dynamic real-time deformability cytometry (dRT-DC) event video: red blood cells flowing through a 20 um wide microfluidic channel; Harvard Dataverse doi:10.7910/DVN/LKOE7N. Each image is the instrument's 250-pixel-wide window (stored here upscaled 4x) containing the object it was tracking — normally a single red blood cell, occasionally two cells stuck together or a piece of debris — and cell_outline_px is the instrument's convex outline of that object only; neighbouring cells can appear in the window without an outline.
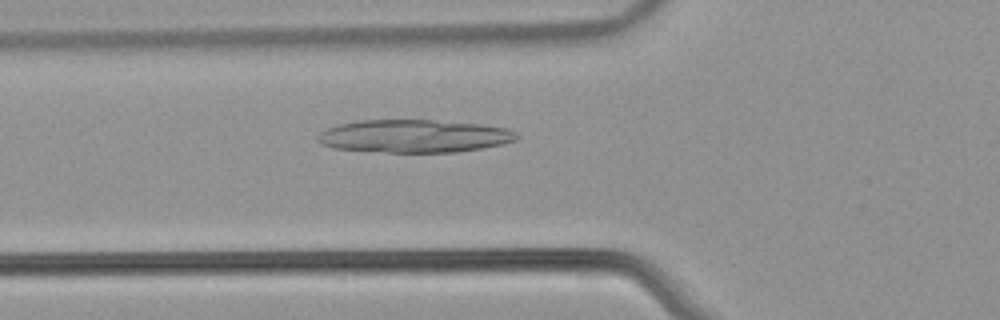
{"species": "common noctule bat (a hibernating species)", "species_latin": "Nyctalus noctula", "temperature_condition": "warm", "stored_images_in_passage": 50, "camera_frame_rate_fps": 3000, "um_per_image_px": 0.085, "animal": {"sex": "male", "body_mass_g": 21.5, "forearm_length_mm": 52.0}, "frame": {"image": 1, "passage_image": 16, "time_ms": 5.0, "image_size_px": [1000, 320], "cell_outline_px": [[520, 136], [516, 140], [500, 144], [480, 148], [456, 152], [388, 152], [332, 148], [320, 144], [316, 140], [316, 136], [320, 132], [328, 128], [340, 124], [356, 120], [432, 120], [480, 124], [508, 128], [516, 132]], "centroid_in_image_um": [35.17, 11.56], "position_along_channel_um": 90.6, "area_um2": 38.15}}
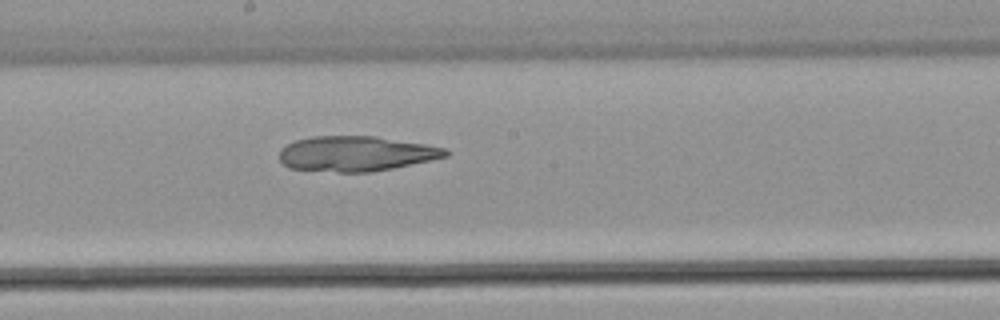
{"frame": {"image": 2, "passage_image": 26, "time_ms": 8.333, "image_size_px": [1000, 320], "cell_outline_px": [[452, 152], [448, 156], [392, 168], [372, 172], [336, 172], [288, 168], [280, 160], [280, 148], [296, 140], [312, 136], [376, 136], [424, 144], [444, 148]], "centroid_in_image_um": [30.25, 13.06], "position_along_channel_um": 218.0, "area_um2": 33.93}}
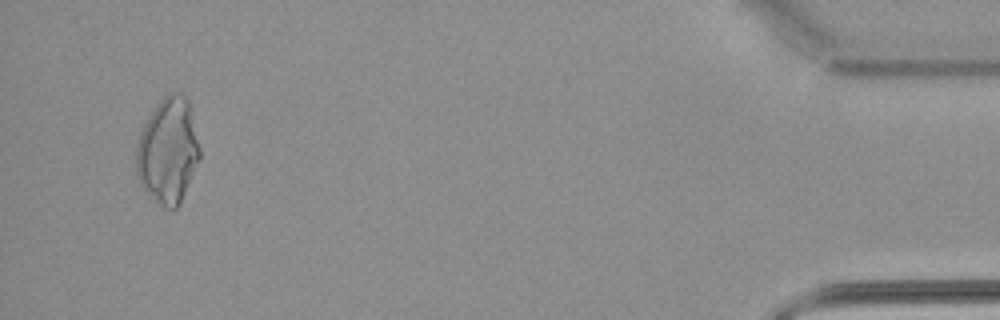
{"frame": {"image": 3, "passage_image": 48, "time_ms": 15.667, "image_size_px": [1000, 320], "cell_outline_px": [[200, 160], [180, 204], [176, 208], [164, 208], [156, 204], [140, 184], [136, 176], [136, 144], [144, 124], [148, 116], [156, 104], [168, 92], [180, 92], [188, 100], [200, 148]], "centroid_in_image_um": [14.27, 12.84], "position_along_channel_um": 420.9, "area_um2": 39.48}}